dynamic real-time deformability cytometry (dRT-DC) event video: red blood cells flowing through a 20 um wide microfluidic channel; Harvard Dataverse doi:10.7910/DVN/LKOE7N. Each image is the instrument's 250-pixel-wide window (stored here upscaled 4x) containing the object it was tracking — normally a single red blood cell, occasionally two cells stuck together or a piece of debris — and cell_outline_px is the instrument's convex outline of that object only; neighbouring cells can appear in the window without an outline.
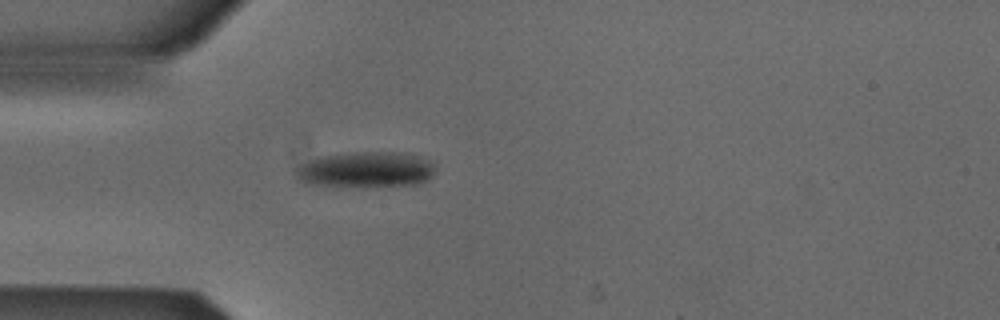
{"species": "Egyptian fruit bat (a non-hibernating species)", "species_latin": "Rousettus aegyptiacus", "temperature_condition": "cold", "stored_images_in_passage": 39, "camera_frame_rate_fps": 3000, "um_per_image_px": 0.085, "animal": {"sex": "male"}, "frame": {"image": 1, "passage_image": 1, "time_ms": 0.0, "image_size_px": [1000, 320], "cell_outline_px": [[436, 168], [432, 176], [428, 180], [416, 184], [364, 188], [336, 188], [304, 184], [296, 176], [296, 168], [300, 164], [316, 156], [352, 152], [404, 152], [420, 156], [436, 164]], "centroid_in_image_um": [31.06, 14.45], "position_along_channel_um": 53.9, "area_um2": 30.46}}
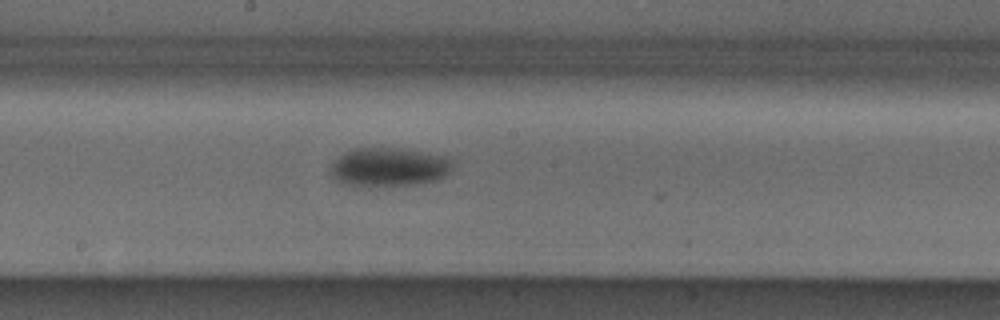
{"frame": {"image": 2, "passage_image": 14, "time_ms": 4.333, "image_size_px": [1000, 320], "cell_outline_px": [[452, 168], [444, 176], [436, 180], [416, 184], [376, 188], [368, 188], [344, 184], [336, 180], [332, 176], [332, 164], [340, 156], [356, 148], [400, 148], [452, 156]], "centroid_in_image_um": [33.1, 14.23], "position_along_channel_um": 215.1, "area_um2": 28.09}}
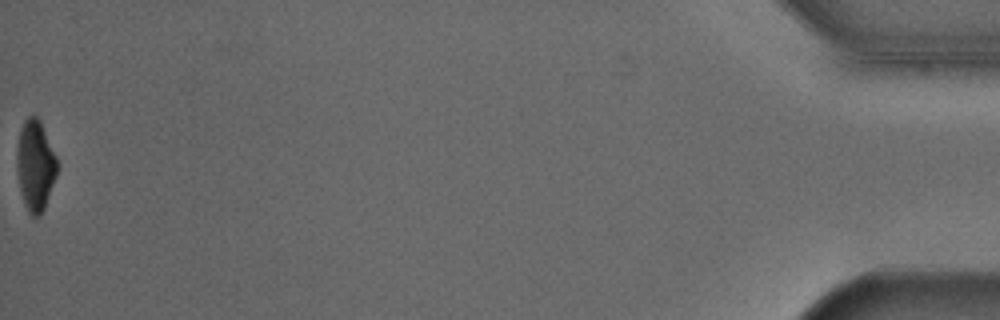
{"frame": {"image": 3, "passage_image": 39, "time_ms": 12.667, "image_size_px": [1000, 320], "cell_outline_px": [[56, 176], [44, 208], [40, 216], [32, 216], [28, 212], [24, 204], [20, 192], [16, 168], [16, 148], [20, 128], [24, 120], [32, 112], [40, 120], [56, 156]], "centroid_in_image_um": [2.96, 14.03], "position_along_channel_um": 432.2, "area_um2": 21.44}, "authors_computed_cell_mechanics": {"area_um2": 26.8192, "velocity_mm_per_s": 3.8743, "shape_relaxation_time_tau1_ms": 3.7984, "shape_relaxation_time_tau2_ms": null, "deformation_change_tau1": 0.1181, "deformation_change_tau2": null}}